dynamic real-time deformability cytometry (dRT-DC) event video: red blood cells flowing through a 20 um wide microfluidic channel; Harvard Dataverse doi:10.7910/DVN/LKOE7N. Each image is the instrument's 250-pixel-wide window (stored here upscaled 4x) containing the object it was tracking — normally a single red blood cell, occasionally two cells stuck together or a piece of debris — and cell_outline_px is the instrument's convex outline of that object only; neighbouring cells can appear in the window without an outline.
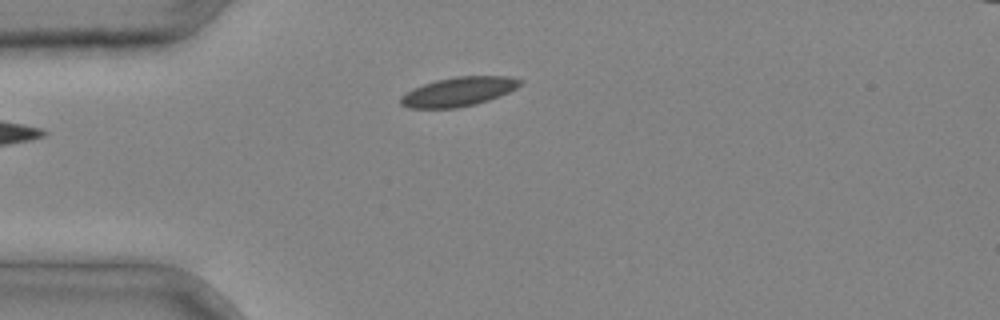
{"species": "common noctule bat (a hibernating species)", "species_latin": "Nyctalus noctula", "temperature_condition": "cold", "stored_images_in_passage": 2, "camera_frame_rate_fps": 3000, "um_per_image_px": 0.085, "animal": {"sex": "male", "body_mass_g": 20.4}, "frame": {"image": 1, "passage_image": 2, "time_ms": 0.333, "image_size_px": [1000, 320], "cell_outline_px": [[524, 84], [508, 92], [488, 100], [476, 104], [456, 108], [408, 108], [400, 104], [400, 96], [424, 84], [436, 80], [456, 76], [512, 76], [524, 80]], "centroid_in_image_um": [39.03, 7.78], "position_along_channel_um": 46.0, "area_um2": 20.29}}